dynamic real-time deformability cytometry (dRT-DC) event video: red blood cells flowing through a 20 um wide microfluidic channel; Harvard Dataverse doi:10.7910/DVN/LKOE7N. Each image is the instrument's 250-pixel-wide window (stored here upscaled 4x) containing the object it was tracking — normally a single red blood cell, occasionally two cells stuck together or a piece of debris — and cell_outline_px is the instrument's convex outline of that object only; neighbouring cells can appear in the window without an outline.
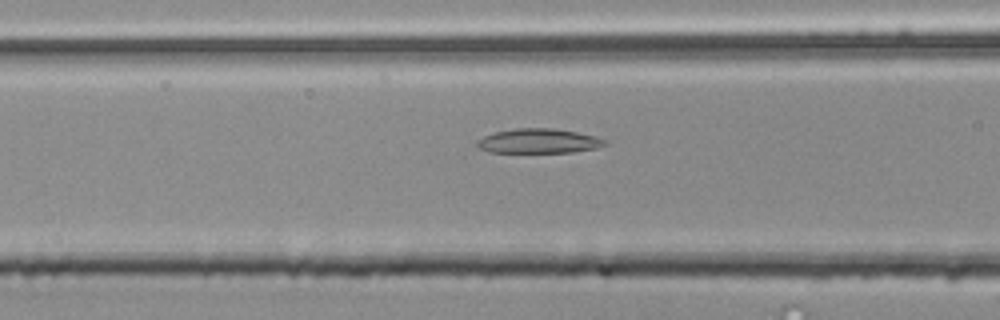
{"species": "common noctule bat (a hibernating species)", "species_latin": "Nyctalus noctula", "temperature_condition": "room temperature", "stored_images_in_passage": 39, "camera_frame_rate_fps": 3000, "um_per_image_px": 0.085, "animal": {"sex": "male", "body_mass_g": 20.4}, "frame": {"image": 1, "passage_image": 8, "time_ms": 2.333, "image_size_px": [1000, 320], "cell_outline_px": [[608, 144], [596, 148], [572, 152], [488, 152], [480, 148], [476, 144], [476, 140], [484, 136], [496, 132], [516, 128], [552, 128], [576, 132], [608, 140]], "centroid_in_image_um": [45.78, 11.99], "position_along_channel_um": 120.8, "area_um2": 18.15}}
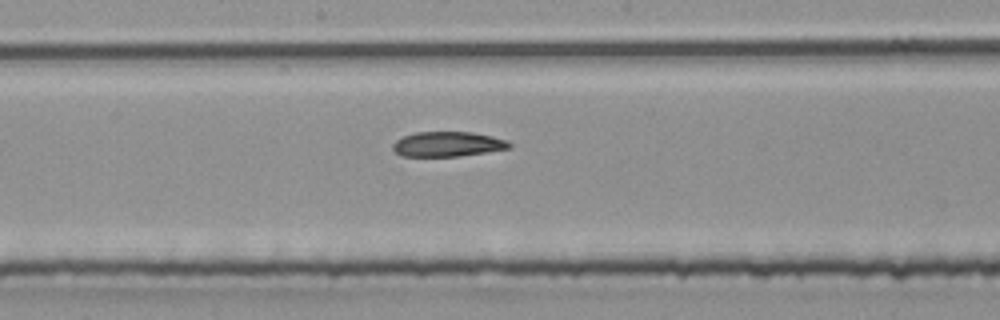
{"frame": {"image": 2, "passage_image": 15, "time_ms": 4.667, "image_size_px": [1000, 320], "cell_outline_px": [[512, 148], [488, 152], [460, 156], [400, 156], [392, 148], [392, 144], [396, 140], [404, 136], [416, 132], [472, 132], [492, 136], [508, 140], [512, 144]], "centroid_in_image_um": [38.09, 12.25], "position_along_channel_um": 210.1, "area_um2": 17.05}}
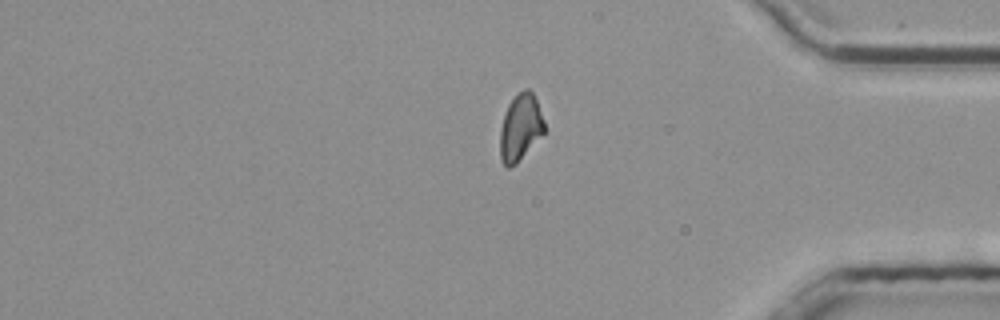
{"frame": {"image": 3, "passage_image": 31, "time_ms": 10.0, "image_size_px": [1000, 320], "cell_outline_px": [[544, 132], [516, 164], [508, 168], [504, 164], [500, 156], [500, 128], [508, 104], [524, 88], [528, 88], [532, 92], [536, 100], [544, 120]], "centroid_in_image_um": [44.22, 10.84], "position_along_channel_um": 391.0, "area_um2": 16.88}}